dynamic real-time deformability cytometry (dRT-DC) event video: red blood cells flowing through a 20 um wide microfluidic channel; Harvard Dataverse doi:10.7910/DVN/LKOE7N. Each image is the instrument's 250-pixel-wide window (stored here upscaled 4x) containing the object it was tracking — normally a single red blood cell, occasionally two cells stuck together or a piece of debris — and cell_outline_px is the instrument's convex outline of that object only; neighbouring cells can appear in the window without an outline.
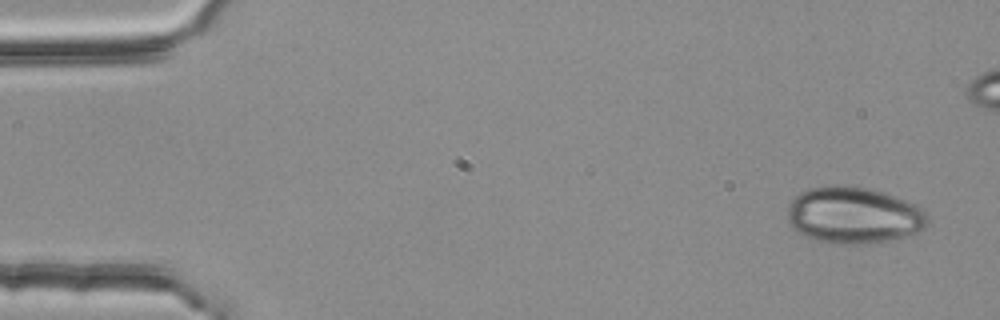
{"species": "common noctule bat (a hibernating species)", "species_latin": "Nyctalus noctula", "temperature_condition": "room temperature", "stored_images_in_passage": 5, "camera_frame_rate_fps": 3000, "um_per_image_px": 0.085, "animal": {"sex": "female", "body_mass_g": 25.1}, "frame": {"image": 1, "passage_image": 1, "time_ms": 0.0, "image_size_px": [1000, 320], "cell_outline_px": [[928, 224], [924, 228], [916, 232], [904, 236], [888, 240], [856, 244], [852, 244], [820, 240], [796, 232], [788, 224], [788, 204], [800, 192], [808, 188], [868, 188], [884, 192], [904, 200], [920, 208], [924, 212], [928, 220]], "centroid_in_image_um": [72.54, 18.31], "position_along_channel_um": 12.5, "area_um2": 44.85}}